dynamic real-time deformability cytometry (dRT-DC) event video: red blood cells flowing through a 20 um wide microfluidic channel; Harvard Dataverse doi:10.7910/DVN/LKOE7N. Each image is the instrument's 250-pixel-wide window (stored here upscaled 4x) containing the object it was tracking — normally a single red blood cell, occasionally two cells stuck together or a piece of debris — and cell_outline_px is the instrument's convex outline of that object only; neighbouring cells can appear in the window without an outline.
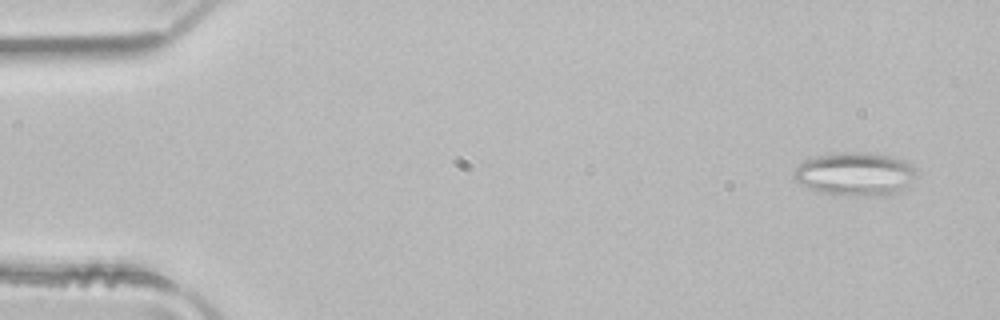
{"species": "common noctule bat (a hibernating species)", "species_latin": "Nyctalus noctula", "temperature_condition": "room temperature", "stored_images_in_passage": 4, "camera_frame_rate_fps": 3000, "um_per_image_px": 0.085, "animal": {"sex": "male", "body_mass_g": 21.5, "forearm_length_mm": 52.0}, "frame": {"image": 1, "passage_image": 1, "time_ms": 0.0, "image_size_px": [1000, 320], "cell_outline_px": [[916, 176], [908, 188], [900, 192], [884, 196], [868, 196], [820, 192], [808, 188], [800, 184], [792, 176], [792, 172], [804, 160], [816, 156], [836, 152], [868, 152], [892, 156], [904, 160], [916, 168]], "centroid_in_image_um": [72.73, 14.78], "position_along_channel_um": 12.3, "area_um2": 31.39}}